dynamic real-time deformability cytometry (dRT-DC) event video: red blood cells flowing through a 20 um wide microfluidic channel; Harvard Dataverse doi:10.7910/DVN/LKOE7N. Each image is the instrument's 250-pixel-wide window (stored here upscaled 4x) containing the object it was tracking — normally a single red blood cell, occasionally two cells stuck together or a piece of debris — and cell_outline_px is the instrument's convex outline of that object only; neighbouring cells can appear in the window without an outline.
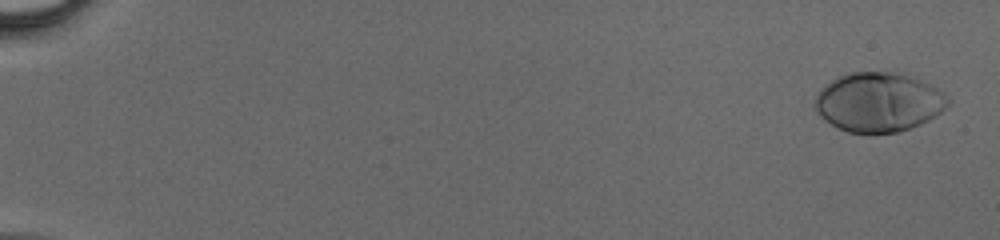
{"species": "human", "species_latin": "Homo sapiens", "temperature_condition": "cold", "stored_images_in_passage": 40, "camera_frame_rate_fps": 3000, "um_per_image_px": 0.085, "donor": {"sex": "male"}, "frame": {"image": 1, "passage_image": 2, "time_ms": 0.333, "image_size_px": [1000, 240], "cell_outline_px": [[952, 100], [936, 116], [912, 128], [896, 132], [872, 136], [848, 132], [832, 124], [820, 116], [816, 108], [816, 96], [832, 80], [840, 76], [852, 72], [896, 68], [944, 92]], "centroid_in_image_um": [74.74, 8.67], "position_along_channel_um": 10.3, "area_um2": 46.93}}